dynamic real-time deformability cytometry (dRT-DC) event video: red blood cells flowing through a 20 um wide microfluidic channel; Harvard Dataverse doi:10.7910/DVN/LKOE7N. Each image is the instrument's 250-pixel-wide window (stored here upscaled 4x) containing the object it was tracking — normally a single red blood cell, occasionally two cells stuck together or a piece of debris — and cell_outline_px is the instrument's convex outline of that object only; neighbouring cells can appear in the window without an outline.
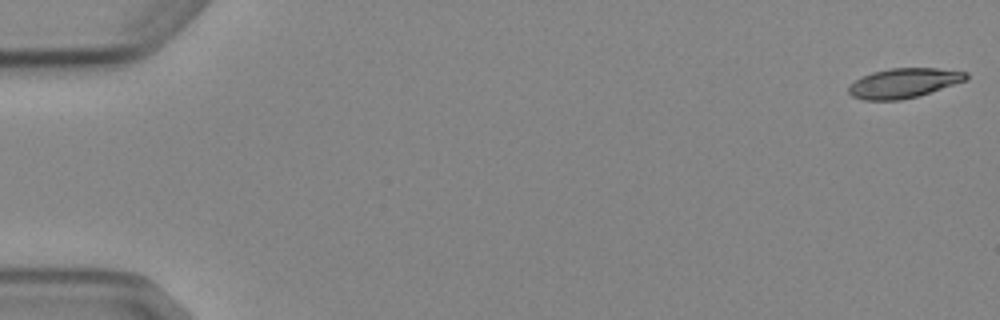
{"species": "Egyptian fruit bat (a non-hibernating species)", "species_latin": "Rousettus aegyptiacus", "temperature_condition": "cold", "stored_images_in_passage": 6, "camera_frame_rate_fps": 3000, "um_per_image_px": 0.085, "animal": {"sex": "female"}, "frame": {"image": 1, "passage_image": 1, "time_ms": 0.0, "image_size_px": [1000, 320], "cell_outline_px": [[968, 80], [916, 96], [900, 100], [864, 100], [852, 96], [848, 92], [848, 88], [856, 80], [872, 72], [892, 68], [936, 68], [968, 72]], "centroid_in_image_um": [76.84, 7.05], "position_along_channel_um": 8.2, "area_um2": 20.06}}
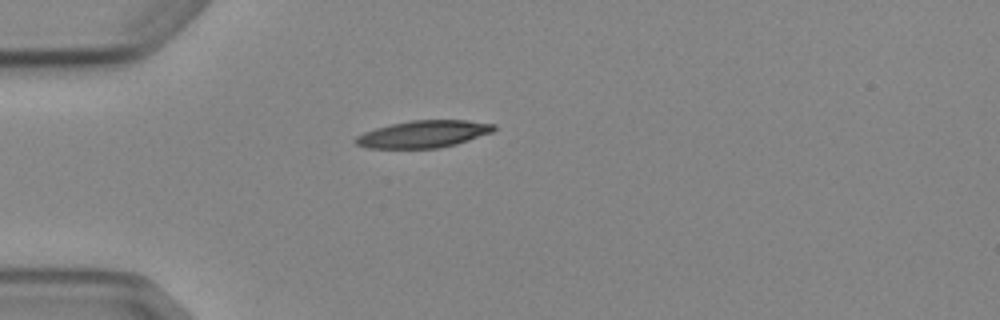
{"frame": {"image": 2, "passage_image": 5, "time_ms": 4.667, "image_size_px": [1000, 320], "cell_outline_px": [[496, 128], [492, 132], [456, 144], [436, 148], [368, 148], [356, 144], [352, 140], [356, 136], [364, 132], [376, 128], [392, 124], [412, 120], [468, 120], [496, 124]], "centroid_in_image_um": [35.99, 11.39], "position_along_channel_um": 49.0, "area_um2": 21.79}}